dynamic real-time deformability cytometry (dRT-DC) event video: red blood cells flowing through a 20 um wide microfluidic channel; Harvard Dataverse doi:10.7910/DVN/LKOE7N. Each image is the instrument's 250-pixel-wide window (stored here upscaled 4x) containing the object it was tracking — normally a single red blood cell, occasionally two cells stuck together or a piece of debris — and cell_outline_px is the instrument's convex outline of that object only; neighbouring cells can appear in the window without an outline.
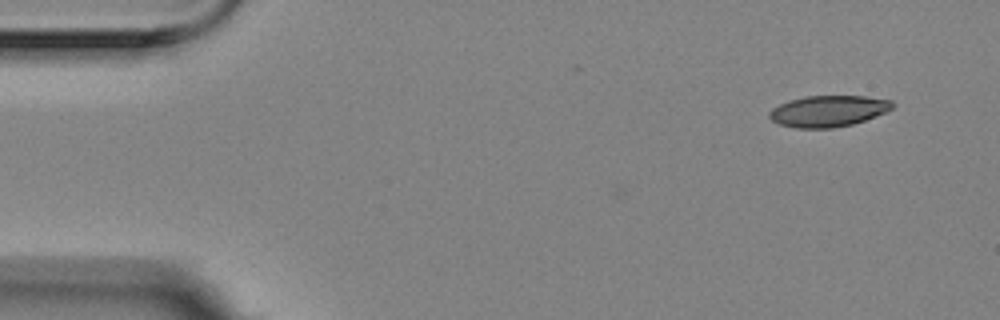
{"species": "Egyptian fruit bat (a non-hibernating species)", "species_latin": "Rousettus aegyptiacus", "temperature_condition": "room temperature", "stored_images_in_passage": 5, "camera_frame_rate_fps": 3000, "um_per_image_px": 0.085, "animal": {"sex": "female"}, "frame": {"image": 1, "passage_image": 1, "time_ms": 0.0, "image_size_px": [1000, 320], "cell_outline_px": [[892, 108], [876, 116], [852, 124], [832, 128], [796, 128], [780, 124], [772, 120], [768, 116], [768, 112], [772, 108], [788, 100], [804, 96], [864, 96], [892, 100]], "centroid_in_image_um": [70.36, 9.44], "position_along_channel_um": 14.6, "area_um2": 22.31}}
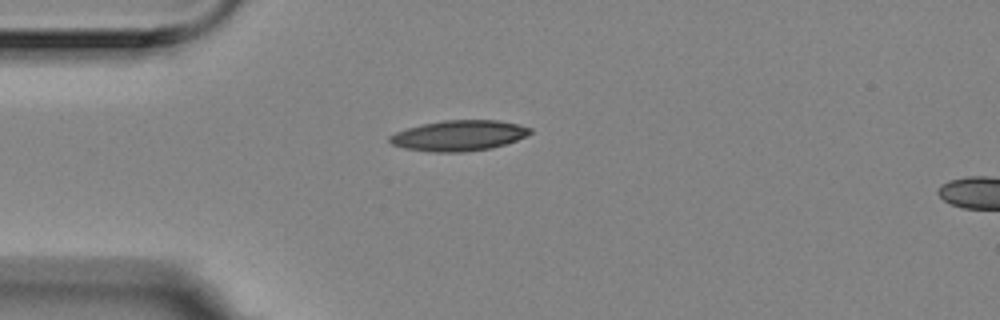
{"frame": {"image": 2, "passage_image": 4, "time_ms": 1.0, "image_size_px": [1000, 320], "cell_outline_px": [[532, 132], [528, 136], [492, 148], [460, 152], [432, 152], [404, 148], [392, 144], [388, 140], [388, 136], [396, 132], [408, 128], [424, 124], [444, 120], [496, 120], [516, 124], [532, 128]], "centroid_in_image_um": [39.0, 11.53], "position_along_channel_um": 46.0, "area_um2": 24.85}}